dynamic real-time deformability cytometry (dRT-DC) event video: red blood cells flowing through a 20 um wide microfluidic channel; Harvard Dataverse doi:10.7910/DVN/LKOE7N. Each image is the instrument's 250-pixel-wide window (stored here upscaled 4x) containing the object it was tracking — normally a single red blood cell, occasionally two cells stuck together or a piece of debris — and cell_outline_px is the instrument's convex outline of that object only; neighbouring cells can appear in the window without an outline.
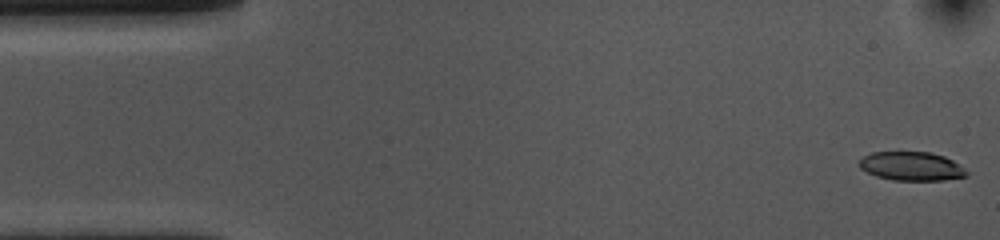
{"species": "common noctule bat (a hibernating species)", "species_latin": "Nyctalus noctula", "temperature_condition": "cold", "stored_images_in_passage": 53, "camera_frame_rate_fps": 3000, "um_per_image_px": 0.085, "animal": {"sex": "female", "body_mass_g": 10.0, "forearm_length_mm": 53.1}, "frame": {"image": 1, "passage_image": 1, "time_ms": 0.0, "image_size_px": [1000, 240], "cell_outline_px": [[968, 176], [944, 180], [892, 180], [876, 176], [860, 168], [860, 160], [864, 156], [872, 152], [928, 152], [944, 156], [952, 160], [964, 168], [968, 172]], "centroid_in_image_um": [77.49, 14.13], "position_along_channel_um": 7.5, "area_um2": 17.92}}
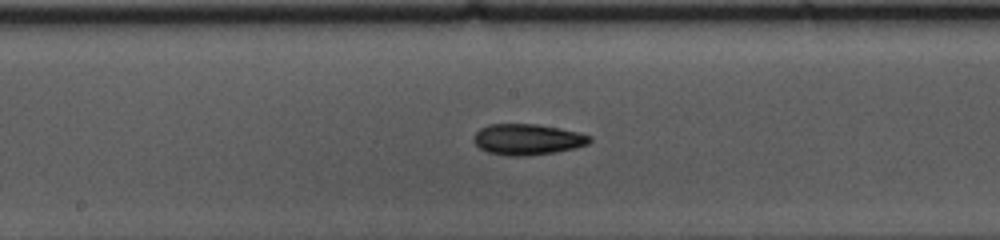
{"frame": {"image": 2, "passage_image": 26, "time_ms": 8.333, "image_size_px": [1000, 240], "cell_outline_px": [[592, 140], [588, 144], [576, 148], [556, 152], [528, 156], [508, 156], [488, 152], [480, 148], [472, 140], [476, 132], [480, 128], [488, 124], [536, 124], [560, 128], [592, 136]], "centroid_in_image_um": [44.84, 11.85], "position_along_channel_um": 203.4, "area_um2": 21.04}}
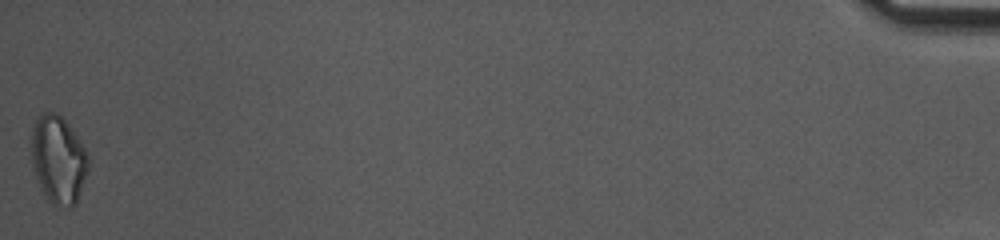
{"frame": {"image": 3, "passage_image": 53, "time_ms": 17.333, "image_size_px": [1000, 240], "cell_outline_px": [[88, 172], [76, 204], [72, 208], [64, 212], [56, 208], [48, 200], [36, 176], [32, 164], [32, 128], [36, 116], [44, 112], [56, 112], [68, 124], [88, 152]], "centroid_in_image_um": [4.98, 13.62], "position_along_channel_um": 430.2, "area_um2": 29.54}, "authors_computed_cell_mechanics": {"area_um2": 19.9988, "velocity_mm_per_s": 3.6767, "shape_relaxation_time_tau1_ms": 6.3585, "shape_relaxation_time_tau2_ms": 7.4136, "deformation_change_tau1": 0.1468, "deformation_change_tau2": 0.1639}}